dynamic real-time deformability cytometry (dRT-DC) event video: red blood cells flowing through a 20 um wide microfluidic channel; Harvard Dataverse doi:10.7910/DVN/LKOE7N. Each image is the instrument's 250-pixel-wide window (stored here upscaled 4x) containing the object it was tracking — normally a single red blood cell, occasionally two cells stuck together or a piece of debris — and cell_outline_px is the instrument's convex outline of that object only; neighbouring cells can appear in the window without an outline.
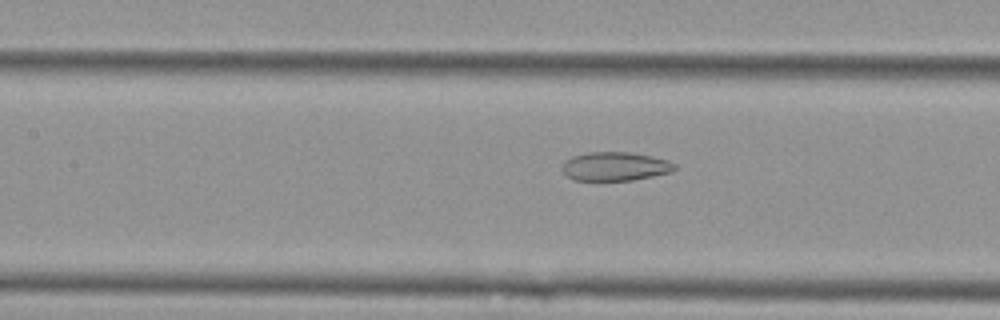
{"species": "Egyptian fruit bat (a non-hibernating species)", "species_latin": "Rousettus aegyptiacus", "temperature_condition": "cold", "stored_images_in_passage": 37, "camera_frame_rate_fps": 3000, "um_per_image_px": 0.085, "animal": {"sex": "female"}, "frame": {"image": 1, "passage_image": 22, "time_ms": 7.0, "image_size_px": [1000, 320], "cell_outline_px": [[676, 168], [672, 172], [632, 180], [576, 180], [568, 176], [560, 168], [564, 160], [572, 156], [588, 152], [632, 152], [652, 156], [668, 160], [676, 164]], "centroid_in_image_um": [52.28, 14.13], "position_along_channel_um": 155.1, "area_um2": 18.96}}
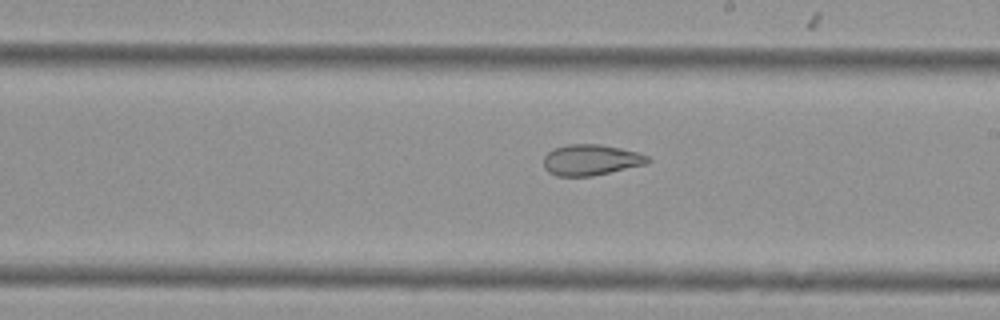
{"frame": {"image": 2, "passage_image": 29, "time_ms": 9.333, "image_size_px": [1000, 320], "cell_outline_px": [[652, 160], [644, 164], [592, 176], [556, 176], [548, 172], [544, 168], [544, 156], [552, 148], [568, 144], [600, 144], [620, 148], [636, 152], [648, 156]], "centroid_in_image_um": [50.18, 13.59], "position_along_channel_um": 238.8, "area_um2": 18.67}}
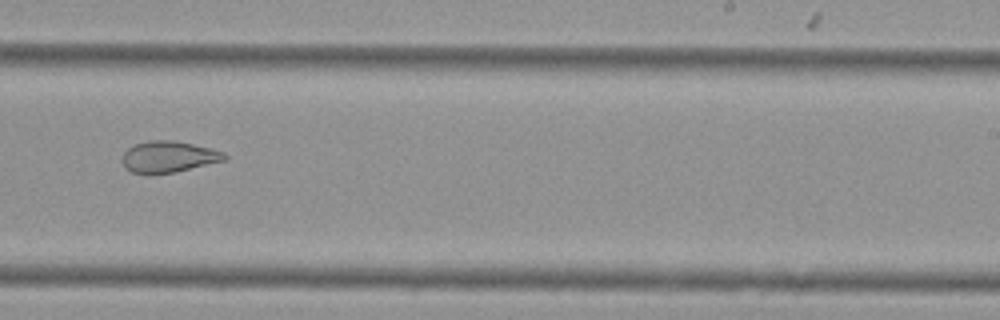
{"frame": {"image": 3, "passage_image": 32, "time_ms": 10.333, "image_size_px": [1000, 320], "cell_outline_px": [[228, 160], [176, 172], [148, 176], [132, 172], [124, 164], [124, 152], [128, 148], [136, 144], [148, 140], [172, 140], [212, 148], [224, 152], [228, 156]], "centroid_in_image_um": [14.38, 13.35], "position_along_channel_um": 274.6, "area_um2": 18.96}}